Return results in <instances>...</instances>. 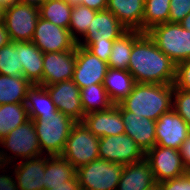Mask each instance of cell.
<instances>
[{
    "mask_svg": "<svg viewBox=\"0 0 190 190\" xmlns=\"http://www.w3.org/2000/svg\"><path fill=\"white\" fill-rule=\"evenodd\" d=\"M128 71L135 83L174 84L176 63L144 33L132 46Z\"/></svg>",
    "mask_w": 190,
    "mask_h": 190,
    "instance_id": "1",
    "label": "cell"
},
{
    "mask_svg": "<svg viewBox=\"0 0 190 190\" xmlns=\"http://www.w3.org/2000/svg\"><path fill=\"white\" fill-rule=\"evenodd\" d=\"M173 91L174 84L135 83L132 92L117 105L121 110L157 121L172 109Z\"/></svg>",
    "mask_w": 190,
    "mask_h": 190,
    "instance_id": "2",
    "label": "cell"
},
{
    "mask_svg": "<svg viewBox=\"0 0 190 190\" xmlns=\"http://www.w3.org/2000/svg\"><path fill=\"white\" fill-rule=\"evenodd\" d=\"M0 147H2L0 148V173L18 160L42 156L39 139L31 119L11 130L1 139Z\"/></svg>",
    "mask_w": 190,
    "mask_h": 190,
    "instance_id": "3",
    "label": "cell"
},
{
    "mask_svg": "<svg viewBox=\"0 0 190 190\" xmlns=\"http://www.w3.org/2000/svg\"><path fill=\"white\" fill-rule=\"evenodd\" d=\"M31 120L34 123L42 155L61 156L75 121L60 111L42 114L39 118Z\"/></svg>",
    "mask_w": 190,
    "mask_h": 190,
    "instance_id": "4",
    "label": "cell"
},
{
    "mask_svg": "<svg viewBox=\"0 0 190 190\" xmlns=\"http://www.w3.org/2000/svg\"><path fill=\"white\" fill-rule=\"evenodd\" d=\"M48 157L42 155L6 167L0 173V190H45L44 172Z\"/></svg>",
    "mask_w": 190,
    "mask_h": 190,
    "instance_id": "5",
    "label": "cell"
},
{
    "mask_svg": "<svg viewBox=\"0 0 190 190\" xmlns=\"http://www.w3.org/2000/svg\"><path fill=\"white\" fill-rule=\"evenodd\" d=\"M146 33L174 63L190 59V31L184 29L180 23L155 25Z\"/></svg>",
    "mask_w": 190,
    "mask_h": 190,
    "instance_id": "6",
    "label": "cell"
},
{
    "mask_svg": "<svg viewBox=\"0 0 190 190\" xmlns=\"http://www.w3.org/2000/svg\"><path fill=\"white\" fill-rule=\"evenodd\" d=\"M99 141L83 122H75L61 156L78 169L99 159Z\"/></svg>",
    "mask_w": 190,
    "mask_h": 190,
    "instance_id": "7",
    "label": "cell"
},
{
    "mask_svg": "<svg viewBox=\"0 0 190 190\" xmlns=\"http://www.w3.org/2000/svg\"><path fill=\"white\" fill-rule=\"evenodd\" d=\"M124 165L104 159L93 160L76 169L81 190H116Z\"/></svg>",
    "mask_w": 190,
    "mask_h": 190,
    "instance_id": "8",
    "label": "cell"
},
{
    "mask_svg": "<svg viewBox=\"0 0 190 190\" xmlns=\"http://www.w3.org/2000/svg\"><path fill=\"white\" fill-rule=\"evenodd\" d=\"M39 17L38 7L21 2L6 6L4 24L11 41H31Z\"/></svg>",
    "mask_w": 190,
    "mask_h": 190,
    "instance_id": "9",
    "label": "cell"
},
{
    "mask_svg": "<svg viewBox=\"0 0 190 190\" xmlns=\"http://www.w3.org/2000/svg\"><path fill=\"white\" fill-rule=\"evenodd\" d=\"M145 160L149 163L156 183L178 178L186 173L180 151L176 149L155 145L145 153Z\"/></svg>",
    "mask_w": 190,
    "mask_h": 190,
    "instance_id": "10",
    "label": "cell"
},
{
    "mask_svg": "<svg viewBox=\"0 0 190 190\" xmlns=\"http://www.w3.org/2000/svg\"><path fill=\"white\" fill-rule=\"evenodd\" d=\"M99 158L123 165L136 163L145 159V153L126 133L101 137L99 141Z\"/></svg>",
    "mask_w": 190,
    "mask_h": 190,
    "instance_id": "11",
    "label": "cell"
},
{
    "mask_svg": "<svg viewBox=\"0 0 190 190\" xmlns=\"http://www.w3.org/2000/svg\"><path fill=\"white\" fill-rule=\"evenodd\" d=\"M43 53L76 50L77 41L69 29L39 17L31 40Z\"/></svg>",
    "mask_w": 190,
    "mask_h": 190,
    "instance_id": "12",
    "label": "cell"
},
{
    "mask_svg": "<svg viewBox=\"0 0 190 190\" xmlns=\"http://www.w3.org/2000/svg\"><path fill=\"white\" fill-rule=\"evenodd\" d=\"M108 64L89 52L84 46H76L74 83L80 88L91 84H103Z\"/></svg>",
    "mask_w": 190,
    "mask_h": 190,
    "instance_id": "13",
    "label": "cell"
},
{
    "mask_svg": "<svg viewBox=\"0 0 190 190\" xmlns=\"http://www.w3.org/2000/svg\"><path fill=\"white\" fill-rule=\"evenodd\" d=\"M49 92L56 109L70 117L75 122H82L83 111L80 88L73 80L62 81L45 86Z\"/></svg>",
    "mask_w": 190,
    "mask_h": 190,
    "instance_id": "14",
    "label": "cell"
},
{
    "mask_svg": "<svg viewBox=\"0 0 190 190\" xmlns=\"http://www.w3.org/2000/svg\"><path fill=\"white\" fill-rule=\"evenodd\" d=\"M156 145L179 150L190 134V126L173 109L156 121Z\"/></svg>",
    "mask_w": 190,
    "mask_h": 190,
    "instance_id": "15",
    "label": "cell"
},
{
    "mask_svg": "<svg viewBox=\"0 0 190 190\" xmlns=\"http://www.w3.org/2000/svg\"><path fill=\"white\" fill-rule=\"evenodd\" d=\"M76 65V50L49 52L43 55V74L40 86L72 80Z\"/></svg>",
    "mask_w": 190,
    "mask_h": 190,
    "instance_id": "16",
    "label": "cell"
},
{
    "mask_svg": "<svg viewBox=\"0 0 190 190\" xmlns=\"http://www.w3.org/2000/svg\"><path fill=\"white\" fill-rule=\"evenodd\" d=\"M127 30L110 11H98L77 44L85 47L89 42L114 41Z\"/></svg>",
    "mask_w": 190,
    "mask_h": 190,
    "instance_id": "17",
    "label": "cell"
},
{
    "mask_svg": "<svg viewBox=\"0 0 190 190\" xmlns=\"http://www.w3.org/2000/svg\"><path fill=\"white\" fill-rule=\"evenodd\" d=\"M82 122L98 138L125 133L121 109L117 104L86 114Z\"/></svg>",
    "mask_w": 190,
    "mask_h": 190,
    "instance_id": "18",
    "label": "cell"
},
{
    "mask_svg": "<svg viewBox=\"0 0 190 190\" xmlns=\"http://www.w3.org/2000/svg\"><path fill=\"white\" fill-rule=\"evenodd\" d=\"M125 133L130 136L144 153L156 145V121L139 117L127 110H121Z\"/></svg>",
    "mask_w": 190,
    "mask_h": 190,
    "instance_id": "19",
    "label": "cell"
},
{
    "mask_svg": "<svg viewBox=\"0 0 190 190\" xmlns=\"http://www.w3.org/2000/svg\"><path fill=\"white\" fill-rule=\"evenodd\" d=\"M145 0H107L106 10L115 15L128 30L142 32Z\"/></svg>",
    "mask_w": 190,
    "mask_h": 190,
    "instance_id": "20",
    "label": "cell"
},
{
    "mask_svg": "<svg viewBox=\"0 0 190 190\" xmlns=\"http://www.w3.org/2000/svg\"><path fill=\"white\" fill-rule=\"evenodd\" d=\"M14 45L19 49L23 77L32 85H39L42 82L44 53L31 41L14 42Z\"/></svg>",
    "mask_w": 190,
    "mask_h": 190,
    "instance_id": "21",
    "label": "cell"
},
{
    "mask_svg": "<svg viewBox=\"0 0 190 190\" xmlns=\"http://www.w3.org/2000/svg\"><path fill=\"white\" fill-rule=\"evenodd\" d=\"M155 183L149 163L144 159L124 165L116 190H147Z\"/></svg>",
    "mask_w": 190,
    "mask_h": 190,
    "instance_id": "22",
    "label": "cell"
},
{
    "mask_svg": "<svg viewBox=\"0 0 190 190\" xmlns=\"http://www.w3.org/2000/svg\"><path fill=\"white\" fill-rule=\"evenodd\" d=\"M134 85L135 80L128 70L108 67L103 86L114 104H119L126 98L132 92Z\"/></svg>",
    "mask_w": 190,
    "mask_h": 190,
    "instance_id": "23",
    "label": "cell"
},
{
    "mask_svg": "<svg viewBox=\"0 0 190 190\" xmlns=\"http://www.w3.org/2000/svg\"><path fill=\"white\" fill-rule=\"evenodd\" d=\"M76 169L62 156H49L46 159L44 183L45 190L51 186L67 185V181L75 180Z\"/></svg>",
    "mask_w": 190,
    "mask_h": 190,
    "instance_id": "24",
    "label": "cell"
},
{
    "mask_svg": "<svg viewBox=\"0 0 190 190\" xmlns=\"http://www.w3.org/2000/svg\"><path fill=\"white\" fill-rule=\"evenodd\" d=\"M143 34L139 30H127L114 40L108 67L128 70L132 46Z\"/></svg>",
    "mask_w": 190,
    "mask_h": 190,
    "instance_id": "25",
    "label": "cell"
},
{
    "mask_svg": "<svg viewBox=\"0 0 190 190\" xmlns=\"http://www.w3.org/2000/svg\"><path fill=\"white\" fill-rule=\"evenodd\" d=\"M32 84L23 76L0 74V105L6 103H25Z\"/></svg>",
    "mask_w": 190,
    "mask_h": 190,
    "instance_id": "26",
    "label": "cell"
},
{
    "mask_svg": "<svg viewBox=\"0 0 190 190\" xmlns=\"http://www.w3.org/2000/svg\"><path fill=\"white\" fill-rule=\"evenodd\" d=\"M25 104L29 119H37L42 114L58 111L47 89L40 85H32L28 90Z\"/></svg>",
    "mask_w": 190,
    "mask_h": 190,
    "instance_id": "27",
    "label": "cell"
},
{
    "mask_svg": "<svg viewBox=\"0 0 190 190\" xmlns=\"http://www.w3.org/2000/svg\"><path fill=\"white\" fill-rule=\"evenodd\" d=\"M29 120L25 103H6L0 105V140L11 130Z\"/></svg>",
    "mask_w": 190,
    "mask_h": 190,
    "instance_id": "28",
    "label": "cell"
},
{
    "mask_svg": "<svg viewBox=\"0 0 190 190\" xmlns=\"http://www.w3.org/2000/svg\"><path fill=\"white\" fill-rule=\"evenodd\" d=\"M80 98L85 115L108 109L114 105L103 84H91L80 89Z\"/></svg>",
    "mask_w": 190,
    "mask_h": 190,
    "instance_id": "29",
    "label": "cell"
},
{
    "mask_svg": "<svg viewBox=\"0 0 190 190\" xmlns=\"http://www.w3.org/2000/svg\"><path fill=\"white\" fill-rule=\"evenodd\" d=\"M73 6L66 0H47L40 8V17L62 28L69 29Z\"/></svg>",
    "mask_w": 190,
    "mask_h": 190,
    "instance_id": "30",
    "label": "cell"
},
{
    "mask_svg": "<svg viewBox=\"0 0 190 190\" xmlns=\"http://www.w3.org/2000/svg\"><path fill=\"white\" fill-rule=\"evenodd\" d=\"M171 0H145L142 32L146 33L155 25L168 22Z\"/></svg>",
    "mask_w": 190,
    "mask_h": 190,
    "instance_id": "31",
    "label": "cell"
},
{
    "mask_svg": "<svg viewBox=\"0 0 190 190\" xmlns=\"http://www.w3.org/2000/svg\"><path fill=\"white\" fill-rule=\"evenodd\" d=\"M98 11L83 5H74L71 12L69 31L71 36L78 41L88 30L95 14Z\"/></svg>",
    "mask_w": 190,
    "mask_h": 190,
    "instance_id": "32",
    "label": "cell"
},
{
    "mask_svg": "<svg viewBox=\"0 0 190 190\" xmlns=\"http://www.w3.org/2000/svg\"><path fill=\"white\" fill-rule=\"evenodd\" d=\"M0 74L14 77L23 76L19 49L12 41L0 48Z\"/></svg>",
    "mask_w": 190,
    "mask_h": 190,
    "instance_id": "33",
    "label": "cell"
},
{
    "mask_svg": "<svg viewBox=\"0 0 190 190\" xmlns=\"http://www.w3.org/2000/svg\"><path fill=\"white\" fill-rule=\"evenodd\" d=\"M172 109L190 126V92L176 89L173 91Z\"/></svg>",
    "mask_w": 190,
    "mask_h": 190,
    "instance_id": "34",
    "label": "cell"
},
{
    "mask_svg": "<svg viewBox=\"0 0 190 190\" xmlns=\"http://www.w3.org/2000/svg\"><path fill=\"white\" fill-rule=\"evenodd\" d=\"M174 87L190 92V59L176 64Z\"/></svg>",
    "mask_w": 190,
    "mask_h": 190,
    "instance_id": "35",
    "label": "cell"
},
{
    "mask_svg": "<svg viewBox=\"0 0 190 190\" xmlns=\"http://www.w3.org/2000/svg\"><path fill=\"white\" fill-rule=\"evenodd\" d=\"M190 13V0H171L168 22L180 23Z\"/></svg>",
    "mask_w": 190,
    "mask_h": 190,
    "instance_id": "36",
    "label": "cell"
},
{
    "mask_svg": "<svg viewBox=\"0 0 190 190\" xmlns=\"http://www.w3.org/2000/svg\"><path fill=\"white\" fill-rule=\"evenodd\" d=\"M114 41L89 42L85 48L102 61L108 63Z\"/></svg>",
    "mask_w": 190,
    "mask_h": 190,
    "instance_id": "37",
    "label": "cell"
},
{
    "mask_svg": "<svg viewBox=\"0 0 190 190\" xmlns=\"http://www.w3.org/2000/svg\"><path fill=\"white\" fill-rule=\"evenodd\" d=\"M160 190H190V179L185 174L159 183Z\"/></svg>",
    "mask_w": 190,
    "mask_h": 190,
    "instance_id": "38",
    "label": "cell"
},
{
    "mask_svg": "<svg viewBox=\"0 0 190 190\" xmlns=\"http://www.w3.org/2000/svg\"><path fill=\"white\" fill-rule=\"evenodd\" d=\"M179 151L186 169L190 168V134L182 143Z\"/></svg>",
    "mask_w": 190,
    "mask_h": 190,
    "instance_id": "39",
    "label": "cell"
},
{
    "mask_svg": "<svg viewBox=\"0 0 190 190\" xmlns=\"http://www.w3.org/2000/svg\"><path fill=\"white\" fill-rule=\"evenodd\" d=\"M81 5L96 11H103L107 8V0H82Z\"/></svg>",
    "mask_w": 190,
    "mask_h": 190,
    "instance_id": "40",
    "label": "cell"
},
{
    "mask_svg": "<svg viewBox=\"0 0 190 190\" xmlns=\"http://www.w3.org/2000/svg\"><path fill=\"white\" fill-rule=\"evenodd\" d=\"M49 190H81L77 178L67 181V185L51 186Z\"/></svg>",
    "mask_w": 190,
    "mask_h": 190,
    "instance_id": "41",
    "label": "cell"
},
{
    "mask_svg": "<svg viewBox=\"0 0 190 190\" xmlns=\"http://www.w3.org/2000/svg\"><path fill=\"white\" fill-rule=\"evenodd\" d=\"M11 42L8 31L6 30L5 24H0V48Z\"/></svg>",
    "mask_w": 190,
    "mask_h": 190,
    "instance_id": "42",
    "label": "cell"
},
{
    "mask_svg": "<svg viewBox=\"0 0 190 190\" xmlns=\"http://www.w3.org/2000/svg\"><path fill=\"white\" fill-rule=\"evenodd\" d=\"M47 0H19V2L40 8Z\"/></svg>",
    "mask_w": 190,
    "mask_h": 190,
    "instance_id": "43",
    "label": "cell"
},
{
    "mask_svg": "<svg viewBox=\"0 0 190 190\" xmlns=\"http://www.w3.org/2000/svg\"><path fill=\"white\" fill-rule=\"evenodd\" d=\"M181 26L184 29H187L188 31H190V13H188L183 20L180 22Z\"/></svg>",
    "mask_w": 190,
    "mask_h": 190,
    "instance_id": "44",
    "label": "cell"
},
{
    "mask_svg": "<svg viewBox=\"0 0 190 190\" xmlns=\"http://www.w3.org/2000/svg\"><path fill=\"white\" fill-rule=\"evenodd\" d=\"M5 9L6 6L0 3V24L4 23Z\"/></svg>",
    "mask_w": 190,
    "mask_h": 190,
    "instance_id": "45",
    "label": "cell"
},
{
    "mask_svg": "<svg viewBox=\"0 0 190 190\" xmlns=\"http://www.w3.org/2000/svg\"><path fill=\"white\" fill-rule=\"evenodd\" d=\"M18 2L19 0H0V3L5 6L16 4Z\"/></svg>",
    "mask_w": 190,
    "mask_h": 190,
    "instance_id": "46",
    "label": "cell"
},
{
    "mask_svg": "<svg viewBox=\"0 0 190 190\" xmlns=\"http://www.w3.org/2000/svg\"><path fill=\"white\" fill-rule=\"evenodd\" d=\"M70 5H80L82 3V0H66Z\"/></svg>",
    "mask_w": 190,
    "mask_h": 190,
    "instance_id": "47",
    "label": "cell"
},
{
    "mask_svg": "<svg viewBox=\"0 0 190 190\" xmlns=\"http://www.w3.org/2000/svg\"><path fill=\"white\" fill-rule=\"evenodd\" d=\"M147 190H160L159 183H155L153 186H151Z\"/></svg>",
    "mask_w": 190,
    "mask_h": 190,
    "instance_id": "48",
    "label": "cell"
},
{
    "mask_svg": "<svg viewBox=\"0 0 190 190\" xmlns=\"http://www.w3.org/2000/svg\"><path fill=\"white\" fill-rule=\"evenodd\" d=\"M188 177H189V179H190V168H188V169H186V173H185Z\"/></svg>",
    "mask_w": 190,
    "mask_h": 190,
    "instance_id": "49",
    "label": "cell"
}]
</instances>
